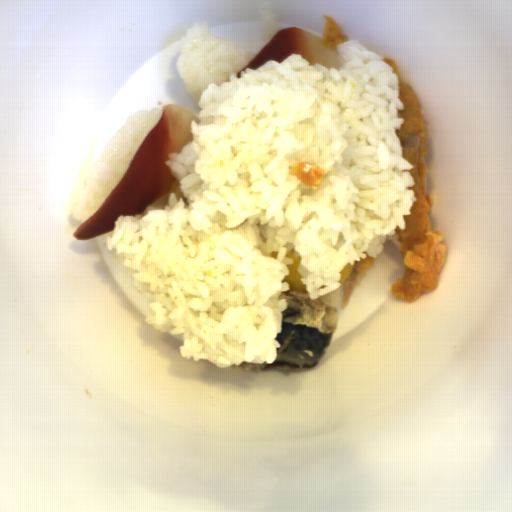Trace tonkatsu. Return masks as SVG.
<instances>
[{
  "label": "tonkatsu",
  "mask_w": 512,
  "mask_h": 512,
  "mask_svg": "<svg viewBox=\"0 0 512 512\" xmlns=\"http://www.w3.org/2000/svg\"><path fill=\"white\" fill-rule=\"evenodd\" d=\"M382 60L398 75V98L404 106L398 109V118L404 121L395 133L401 141V156L414 167L408 171L415 183L408 189L413 190L416 198L409 208L411 214H402L405 228H394L406 268L390 290L396 298L412 304L423 293L438 288L448 248L441 242L444 233L432 229L429 216L435 200L427 193L428 130L423 107L413 87L403 82L395 61L389 57Z\"/></svg>",
  "instance_id": "d4beea91"
},
{
  "label": "tonkatsu",
  "mask_w": 512,
  "mask_h": 512,
  "mask_svg": "<svg viewBox=\"0 0 512 512\" xmlns=\"http://www.w3.org/2000/svg\"><path fill=\"white\" fill-rule=\"evenodd\" d=\"M289 173L297 177L302 183L313 190H319L324 180L325 170L320 166L305 161H295Z\"/></svg>",
  "instance_id": "3a3dc1c2"
},
{
  "label": "tonkatsu",
  "mask_w": 512,
  "mask_h": 512,
  "mask_svg": "<svg viewBox=\"0 0 512 512\" xmlns=\"http://www.w3.org/2000/svg\"><path fill=\"white\" fill-rule=\"evenodd\" d=\"M322 16L324 18L323 35L317 38L321 45L336 50L339 43L349 41V37L343 34L339 22L334 17L328 13Z\"/></svg>",
  "instance_id": "08166bc2"
}]
</instances>
